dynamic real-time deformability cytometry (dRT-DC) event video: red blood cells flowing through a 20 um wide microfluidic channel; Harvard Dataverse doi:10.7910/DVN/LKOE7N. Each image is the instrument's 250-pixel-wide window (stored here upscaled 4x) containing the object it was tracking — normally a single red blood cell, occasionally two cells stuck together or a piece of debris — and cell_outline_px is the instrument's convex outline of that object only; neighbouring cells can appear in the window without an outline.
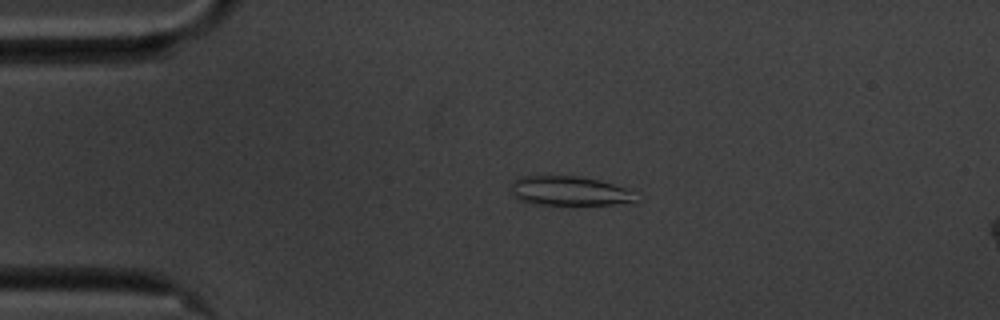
{"species": "common noctule bat (a hibernating species)", "species_latin": "Nyctalus noctula", "temperature_condition": "cold", "stored_images_in_passage": 52, "camera_frame_rate_fps": 3000, "um_per_image_px": 0.085, "animal": {"sex": "male", "body_mass_g": 20.1, "forearm_length_mm": 53.5}, "frame": {"image": 1, "passage_image": 7, "time_ms": 2.0, "image_size_px": [1000, 320], "cell_outline_px": [[636, 200], [616, 204], [532, 204], [520, 200], [512, 196], [512, 180], [520, 176], [576, 176], [600, 180], [624, 188]], "centroid_in_image_um": [48.26, 16.22], "position_along_channel_um": 36.7, "area_um2": 20.87}}
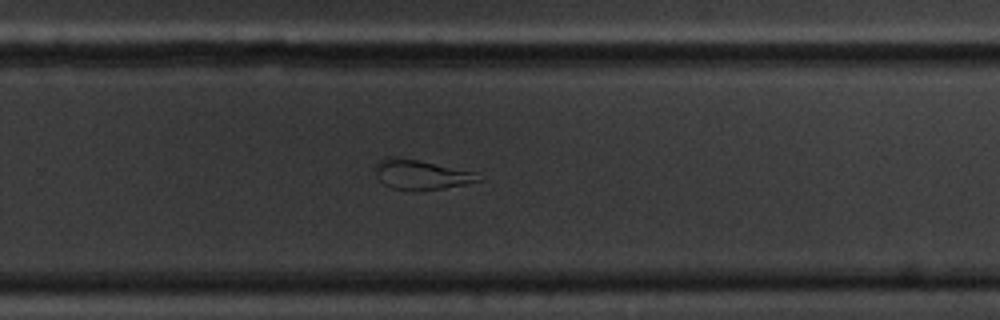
{"frame": {"image": 2, "passage_image": 32, "time_ms": 10.333, "image_size_px": [1000, 320], "cell_outline_px": [[484, 180], [444, 188], [416, 192], [412, 192], [392, 188], [384, 184], [376, 176], [376, 164], [384, 156], [388, 156], [416, 160], [476, 172]], "centroid_in_image_um": [35.78, 14.87], "position_along_channel_um": 294.0, "area_um2": 17.92}}
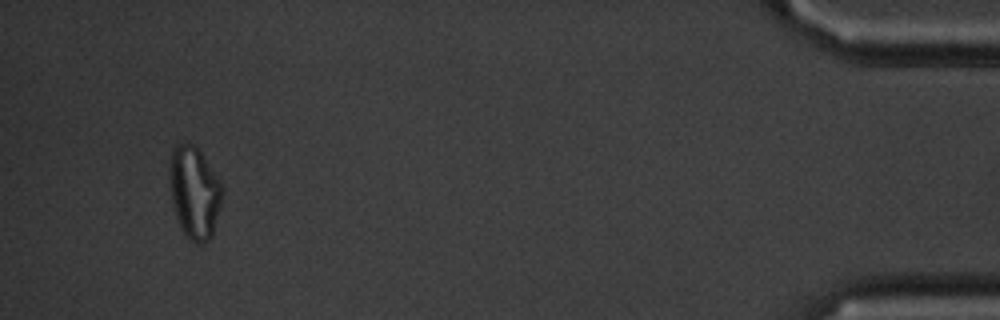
{"frame": {"image": 3, "passage_image": 49, "time_ms": 16.0, "image_size_px": [1000, 320], "cell_outline_px": [[224, 192], [212, 236], [208, 240], [200, 244], [196, 244], [188, 240], [180, 228], [172, 204], [168, 172], [168, 168], [172, 148], [176, 144], [192, 144], [200, 152], [220, 180], [224, 188]], "centroid_in_image_um": [16.51, 16.38], "position_along_channel_um": 418.7, "area_um2": 28.61}, "authors_computed_cell_mechanics": {"area_um2": 20.9814, "velocity_mm_per_s": 3.4835, "shape_relaxation_time_tau1_ms": null, "shape_relaxation_time_tau2_ms": 4.1684, "deformation_change_tau1": null, "deformation_change_tau2": 0.1548}}